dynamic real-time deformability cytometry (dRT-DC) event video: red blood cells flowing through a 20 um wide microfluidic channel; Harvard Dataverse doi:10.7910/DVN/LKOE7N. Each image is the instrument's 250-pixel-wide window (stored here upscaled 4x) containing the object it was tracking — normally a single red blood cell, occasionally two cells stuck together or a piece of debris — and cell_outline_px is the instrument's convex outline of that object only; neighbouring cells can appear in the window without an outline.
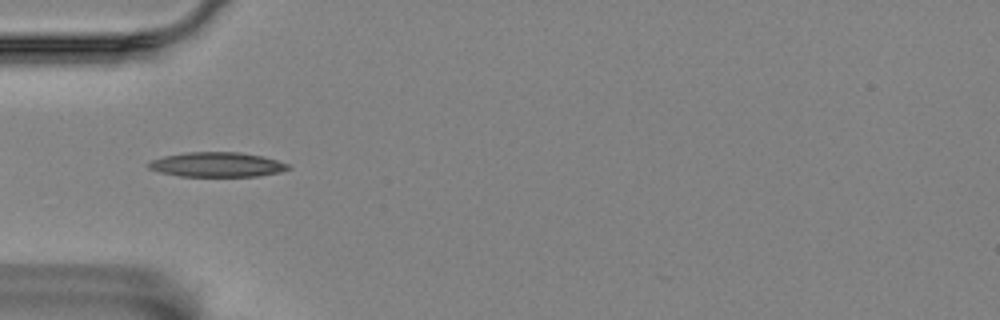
{"species": "Egyptian fruit bat (a non-hibernating species)", "species_latin": "Rousettus aegyptiacus", "temperature_condition": "room temperature", "stored_images_in_passage": 2, "camera_frame_rate_fps": 3000, "um_per_image_px": 0.085, "animal": {"sex": "female"}, "frame": {"image": 1, "passage_image": 1, "time_ms": 0.0, "image_size_px": [1000, 320], "cell_outline_px": [[292, 168], [280, 172], [256, 176], [180, 176], [160, 172], [148, 168], [148, 164], [152, 160], [164, 156], [188, 152], [240, 152], [260, 156], [276, 160], [288, 164]], "centroid_in_image_um": [18.45, 13.99], "position_along_channel_um": 66.6, "area_um2": 19.88}}
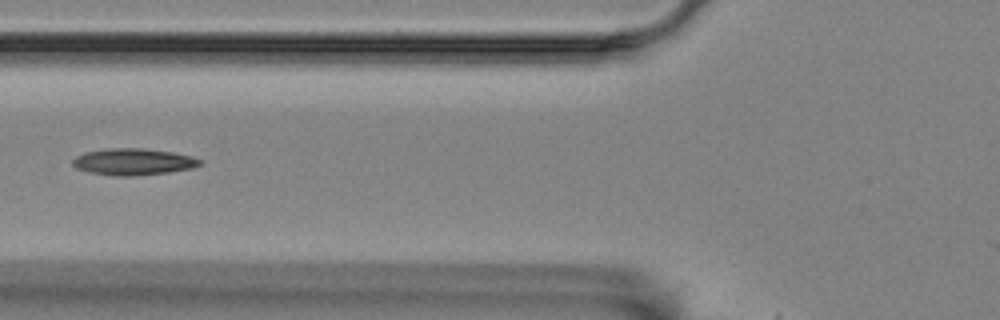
{"frame": {"image": 2, "passage_image": 2, "time_ms": 0.333, "image_size_px": [1000, 320], "cell_outline_px": [[204, 160], [200, 164], [192, 168], [168, 172], [128, 176], [116, 176], [92, 172], [76, 168], [72, 164], [72, 160], [76, 156], [84, 152], [108, 148], [144, 148], [172, 152], [192, 156]], "centroid_in_image_um": [11.34, 13.74], "position_along_channel_um": 114.5, "area_um2": 19.65}}